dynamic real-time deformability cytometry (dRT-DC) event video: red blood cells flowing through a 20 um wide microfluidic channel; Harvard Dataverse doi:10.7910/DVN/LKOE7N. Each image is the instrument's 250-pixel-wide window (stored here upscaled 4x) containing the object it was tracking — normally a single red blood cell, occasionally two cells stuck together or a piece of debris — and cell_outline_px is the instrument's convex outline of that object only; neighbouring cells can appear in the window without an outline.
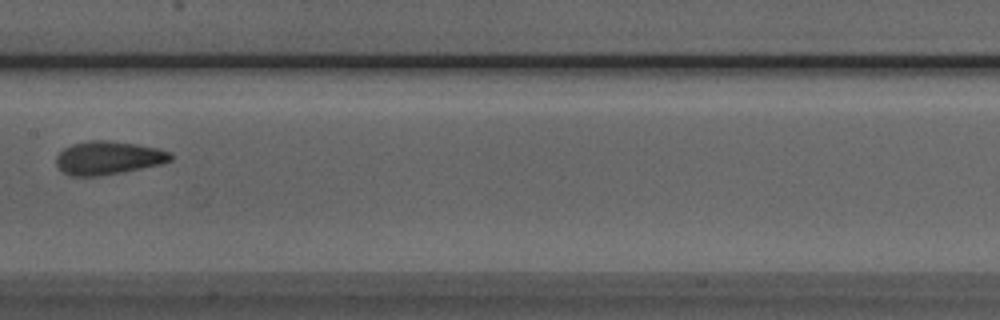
{"species": "Egyptian fruit bat (a non-hibernating species)", "species_latin": "Rousettus aegyptiacus", "temperature_condition": "room temperature", "stored_images_in_passage": 6, "camera_frame_rate_fps": 3000, "um_per_image_px": 0.085, "animal": {"sex": "male"}, "frame": {"image": 1, "passage_image": 5, "time_ms": 4.667, "image_size_px": [1000, 320], "cell_outline_px": [[172, 160], [160, 164], [120, 172], [96, 176], [72, 176], [64, 172], [56, 164], [56, 156], [64, 148], [72, 144], [92, 140], [108, 140], [136, 144], [160, 148], [168, 152], [172, 156]], "centroid_in_image_um": [9.19, 13.4], "position_along_channel_um": 198.2, "area_um2": 21.96}}
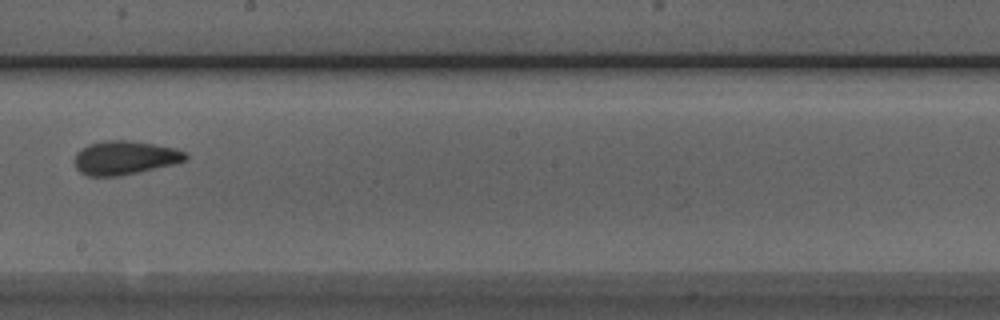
{"frame": {"image": 2, "passage_image": 6, "time_ms": 5.667, "image_size_px": [1000, 320], "cell_outline_px": [[188, 160], [176, 164], [140, 172], [120, 176], [88, 176], [80, 172], [76, 168], [72, 160], [76, 152], [80, 148], [88, 144], [104, 140], [128, 140], [176, 148], [184, 152], [188, 156]], "centroid_in_image_um": [10.58, 13.41], "position_along_channel_um": 237.6, "area_um2": 22.25}}